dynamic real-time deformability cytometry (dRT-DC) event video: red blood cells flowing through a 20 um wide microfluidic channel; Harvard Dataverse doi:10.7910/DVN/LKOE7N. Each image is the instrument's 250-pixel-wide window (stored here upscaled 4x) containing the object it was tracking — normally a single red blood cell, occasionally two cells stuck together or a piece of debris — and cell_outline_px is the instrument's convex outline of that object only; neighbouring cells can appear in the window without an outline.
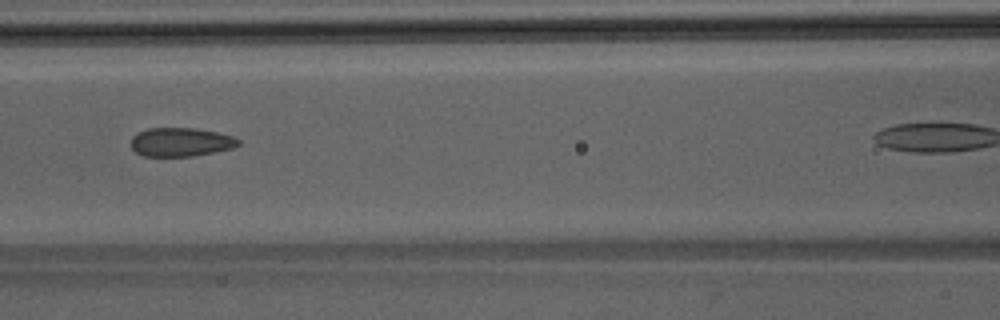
{"species": "Egyptian fruit bat (a non-hibernating species)", "species_latin": "Rousettus aegyptiacus", "temperature_condition": "room temperature", "stored_images_in_passage": 33, "camera_frame_rate_fps": 3000, "um_per_image_px": 0.085, "animal": {"sex": "male"}, "frame": {"image": 1, "passage_image": 15, "time_ms": 4.667, "image_size_px": [1000, 320], "cell_outline_px": [[240, 144], [232, 148], [192, 156], [144, 156], [136, 152], [132, 148], [132, 136], [136, 132], [148, 128], [196, 128], [216, 132], [232, 136], [240, 140]], "centroid_in_image_um": [15.34, 12.06], "position_along_channel_um": 151.3, "area_um2": 17.92}}
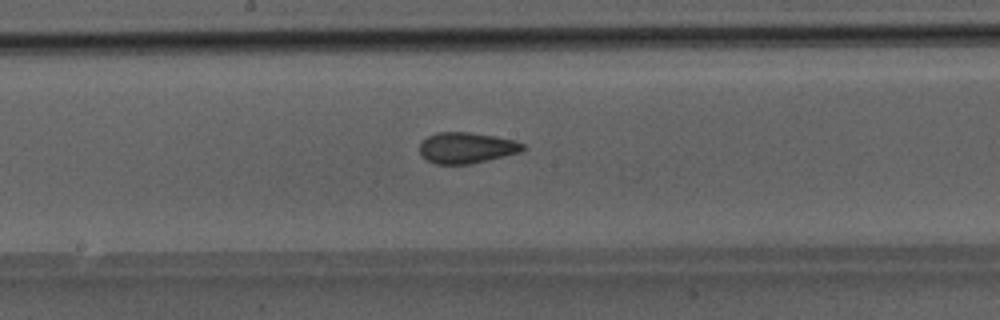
{"frame": {"image": 2, "passage_image": 19, "time_ms": 6.0, "image_size_px": [1000, 320], "cell_outline_px": [[528, 148], [520, 152], [504, 156], [468, 164], [436, 164], [428, 160], [420, 152], [420, 144], [428, 136], [436, 132], [468, 132], [496, 136], [516, 140], [524, 144]], "centroid_in_image_um": [39.7, 12.55], "position_along_channel_um": 208.5, "area_um2": 18.55}}